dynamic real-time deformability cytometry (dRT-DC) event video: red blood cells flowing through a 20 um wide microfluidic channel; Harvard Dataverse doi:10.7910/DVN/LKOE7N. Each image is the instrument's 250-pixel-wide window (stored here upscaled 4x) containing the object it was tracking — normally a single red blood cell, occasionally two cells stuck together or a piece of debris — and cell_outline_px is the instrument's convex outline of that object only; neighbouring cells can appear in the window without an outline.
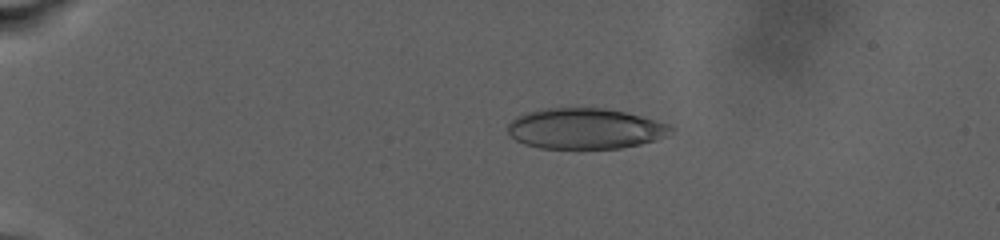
{"species": "human", "species_latin": "Homo sapiens", "temperature_condition": "warm", "stored_images_in_passage": 104, "camera_frame_rate_fps": 3000, "um_per_image_px": 0.085, "donor": {"sex": "male"}, "frame": {"image": 1, "passage_image": 22, "time_ms": 6.333, "image_size_px": [1000, 240], "cell_outline_px": [[676, 128], [664, 136], [656, 140], [640, 144], [620, 148], [540, 148], [524, 144], [508, 136], [508, 124], [516, 116], [524, 112], [540, 108], [604, 108], [624, 112], [640, 116], [668, 124]], "centroid_in_image_um": [49.68, 10.93], "position_along_channel_um": 35.3, "area_um2": 38.73}}
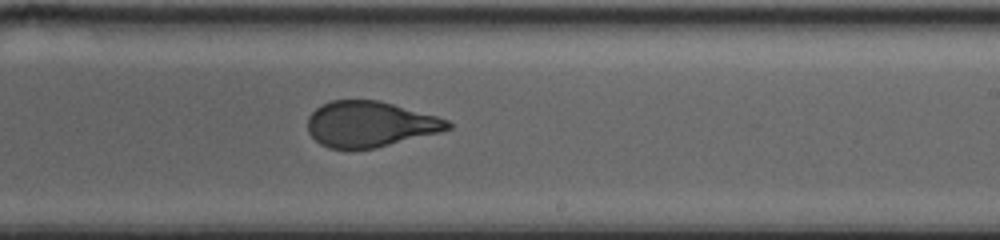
{"frame": {"image": 2, "passage_image": 65, "time_ms": 18.0, "image_size_px": [1000, 240], "cell_outline_px": [[452, 128], [440, 132], [376, 148], [328, 148], [320, 144], [308, 132], [308, 116], [320, 104], [332, 100], [380, 100], [436, 116], [448, 120], [452, 124]], "centroid_in_image_um": [31.44, 10.54], "position_along_channel_um": 257.6, "area_um2": 37.22}}
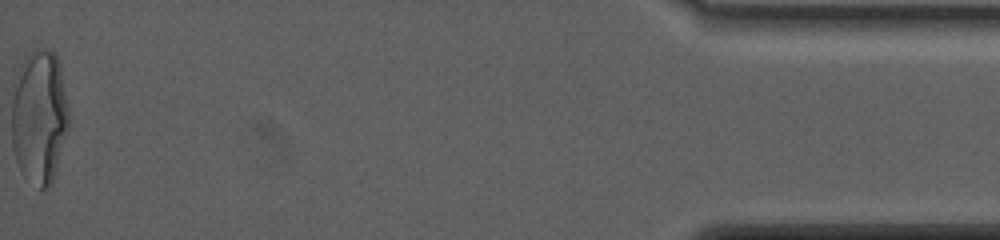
{"frame": {"image": 3, "passage_image": 104, "time_ms": 27.667, "image_size_px": [1000, 240], "cell_outline_px": [[68, 128], [52, 184], [48, 188], [40, 188], [20, 168], [16, 160], [12, 148], [12, 80], [20, 64], [32, 48], [48, 48], [56, 56], [60, 64], [68, 108]], "centroid_in_image_um": [3.32, 9.84], "position_along_channel_um": 431.9, "area_um2": 44.91}, "authors_computed_cell_mechanics": {"area_um2": 39.5641, "velocity_mm_per_s": 2.617, "shape_relaxation_time_tau1_ms": null, "shape_relaxation_time_tau2_ms": 1.111, "deformation_change_tau1": null, "deformation_change_tau2": 0.078}}